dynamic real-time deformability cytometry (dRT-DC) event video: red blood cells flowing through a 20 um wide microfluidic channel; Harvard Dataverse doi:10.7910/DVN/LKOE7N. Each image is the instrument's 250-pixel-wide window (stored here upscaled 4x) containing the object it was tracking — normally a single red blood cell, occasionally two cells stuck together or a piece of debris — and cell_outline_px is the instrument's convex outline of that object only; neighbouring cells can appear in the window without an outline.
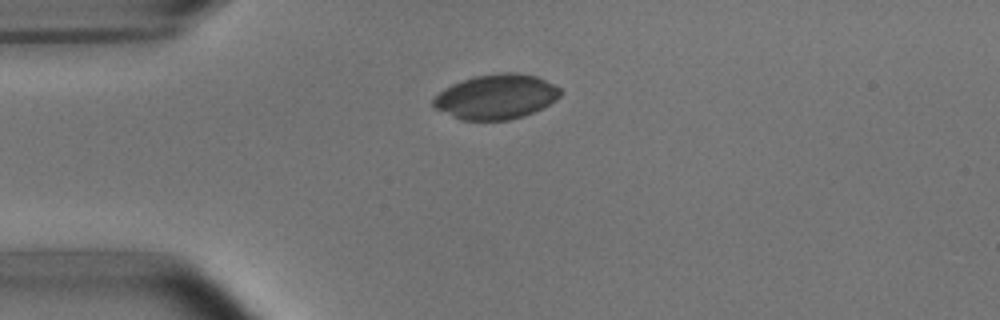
{"species": "common noctule bat (a hibernating species)", "species_latin": "Nyctalus noctula", "temperature_condition": "room temperature", "stored_images_in_passage": 41, "camera_frame_rate_fps": 3000, "um_per_image_px": 0.085, "animal": {"sex": "male", "body_mass_g": 15.6}, "frame": {"image": 1, "passage_image": 1, "time_ms": 0.0, "image_size_px": [1000, 320], "cell_outline_px": [[560, 96], [556, 100], [524, 116], [508, 120], [460, 120], [432, 108], [432, 100], [444, 88], [452, 84], [476, 76], [500, 72], [516, 72], [536, 76], [560, 88]], "centroid_in_image_um": [42.13, 8.23], "position_along_channel_um": 42.9, "area_um2": 33.06}}
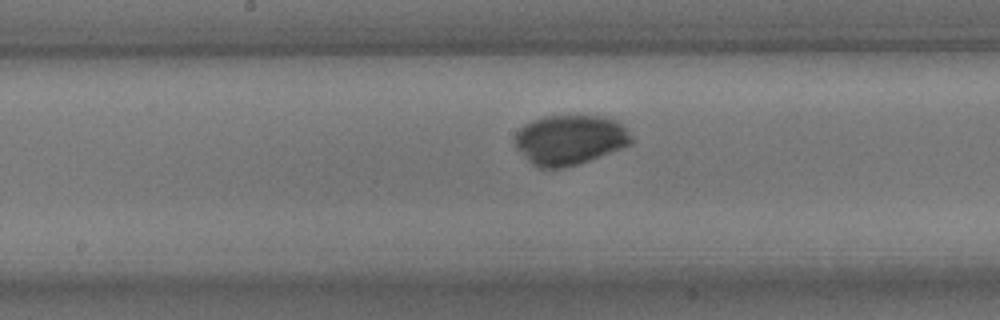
{"frame": {"image": 2, "passage_image": 15, "time_ms": 4.667, "image_size_px": [1000, 320], "cell_outline_px": [[632, 140], [628, 144], [620, 148], [588, 160], [576, 164], [560, 168], [540, 168], [532, 164], [516, 148], [516, 132], [524, 124], [532, 120], [544, 116], [604, 116], [616, 120], [624, 124], [632, 136]], "centroid_in_image_um": [48.42, 11.86], "position_along_channel_um": 199.8, "area_um2": 33.52}}
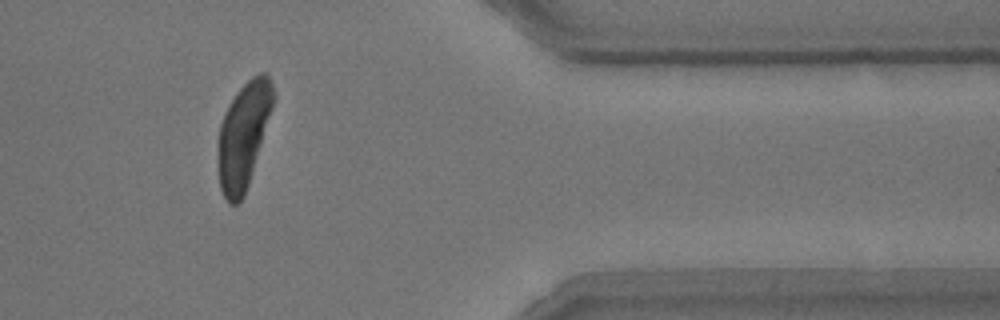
{"frame": {"image": 3, "passage_image": 32, "time_ms": 10.333, "image_size_px": [1000, 320], "cell_outline_px": [[276, 96], [248, 184], [244, 196], [236, 204], [228, 204], [220, 188], [220, 124], [224, 112], [228, 104], [240, 88], [252, 76], [260, 72], [264, 72], [268, 76], [272, 84]], "centroid_in_image_um": [20.72, 11.43], "position_along_channel_um": 390.7, "area_um2": 33.12}}